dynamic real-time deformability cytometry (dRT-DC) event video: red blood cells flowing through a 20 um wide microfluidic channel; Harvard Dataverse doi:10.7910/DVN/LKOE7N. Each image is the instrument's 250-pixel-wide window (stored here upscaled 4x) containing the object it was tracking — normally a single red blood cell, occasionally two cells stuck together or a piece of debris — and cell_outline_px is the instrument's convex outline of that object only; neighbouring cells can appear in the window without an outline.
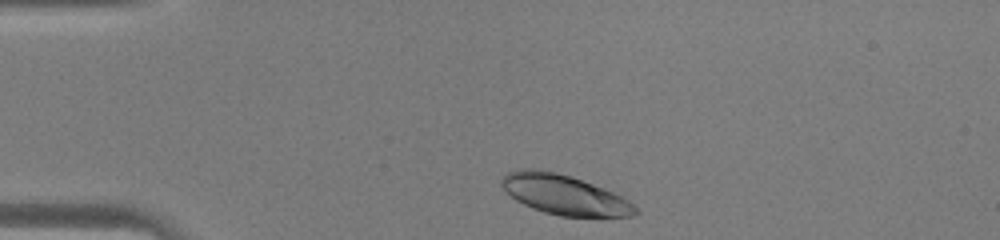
{"species": "human", "species_latin": "Homo sapiens", "temperature_condition": "warm", "stored_images_in_passage": 31, "camera_frame_rate_fps": 3000, "um_per_image_px": 0.085, "donor": {"sex": "male"}, "frame": {"image": 1, "passage_image": 1, "time_ms": 0.0, "image_size_px": [1000, 240], "cell_outline_px": [[640, 212], [632, 216], [560, 216], [544, 212], [532, 208], [516, 200], [500, 184], [500, 176], [508, 172], [520, 168], [532, 168], [556, 172], [572, 176], [612, 192], [628, 200]], "centroid_in_image_um": [47.91, 16.53], "position_along_channel_um": 37.1, "area_um2": 30.81}}
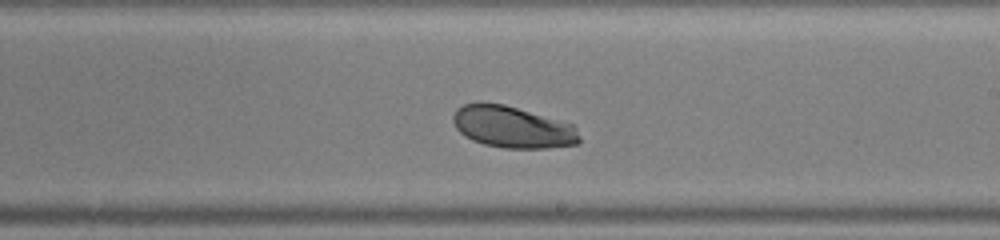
{"frame": {"image": 2, "passage_image": 18, "time_ms": 5.667, "image_size_px": [1000, 240], "cell_outline_px": [[580, 144], [548, 148], [504, 148], [484, 144], [472, 140], [464, 136], [456, 128], [452, 120], [452, 116], [456, 108], [464, 104], [480, 100], [504, 104], [572, 124], [576, 128], [580, 136]], "centroid_in_image_um": [43.52, 10.78], "position_along_channel_um": 245.5, "area_um2": 31.1}}
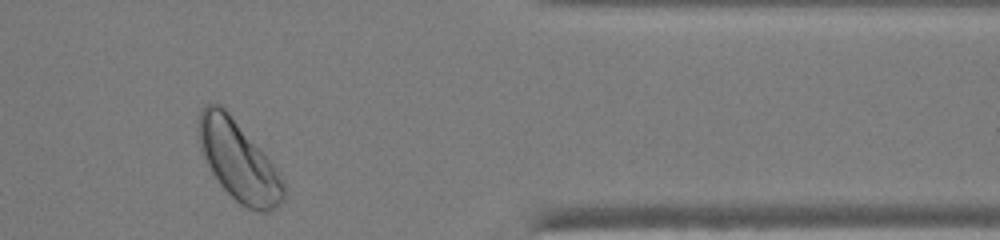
{"frame": {"image": 3, "passage_image": 29, "time_ms": 9.333, "image_size_px": [1000, 240], "cell_outline_px": [[284, 200], [280, 204], [268, 212], [260, 212], [248, 208], [240, 204], [220, 184], [204, 160], [200, 148], [196, 128], [200, 112], [204, 104], [220, 104], [228, 112], [260, 148], [272, 164], [284, 184]], "centroid_in_image_um": [20.23, 13.66], "position_along_channel_um": 391.2, "area_um2": 39.07}}